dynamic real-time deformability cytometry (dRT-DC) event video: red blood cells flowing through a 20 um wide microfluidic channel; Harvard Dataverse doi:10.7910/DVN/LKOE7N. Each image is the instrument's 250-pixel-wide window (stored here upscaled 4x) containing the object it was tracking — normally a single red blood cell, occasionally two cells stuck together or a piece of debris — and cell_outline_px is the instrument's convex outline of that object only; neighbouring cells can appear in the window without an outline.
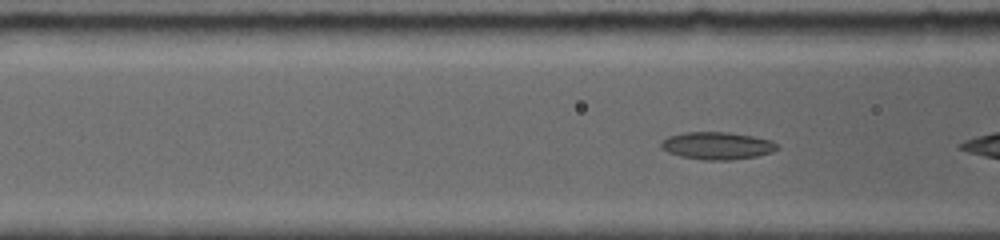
{"species": "common noctule bat (a hibernating species)", "species_latin": "Nyctalus noctula", "temperature_condition": "room temperature", "stored_images_in_passage": 27, "camera_frame_rate_fps": 5000, "um_per_image_px": 0.085, "animal": {"sex": "female", "body_mass_g": 19.0, "forearm_length_mm": 56.7}, "frame": {"image": 1, "passage_image": 8, "time_ms": 1.4, "image_size_px": [1000, 240], "cell_outline_px": [[780, 148], [772, 152], [756, 156], [732, 160], [704, 160], [680, 156], [668, 152], [660, 148], [660, 140], [668, 136], [684, 132], [728, 132], [756, 136], [772, 140]], "centroid_in_image_um": [60.95, 12.38], "position_along_channel_um": 105.7, "area_um2": 18.84}}
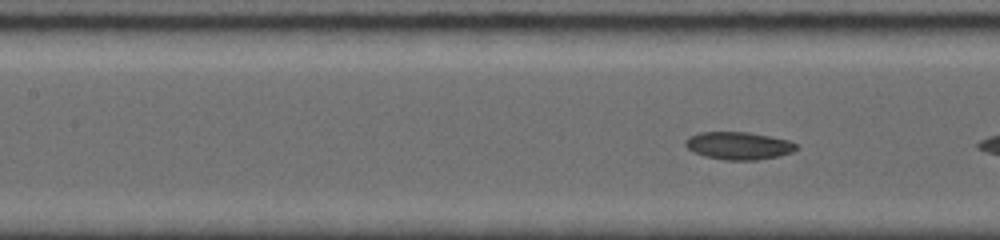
{"frame": {"image": 2, "passage_image": 11, "time_ms": 2.4, "image_size_px": [1000, 240], "cell_outline_px": [[800, 148], [792, 152], [776, 156], [756, 160], [724, 160], [704, 156], [688, 148], [684, 144], [684, 140], [688, 136], [700, 132], [748, 132], [772, 136], [792, 140]], "centroid_in_image_um": [62.81, 12.37], "position_along_channel_um": 144.6, "area_um2": 18.03}}